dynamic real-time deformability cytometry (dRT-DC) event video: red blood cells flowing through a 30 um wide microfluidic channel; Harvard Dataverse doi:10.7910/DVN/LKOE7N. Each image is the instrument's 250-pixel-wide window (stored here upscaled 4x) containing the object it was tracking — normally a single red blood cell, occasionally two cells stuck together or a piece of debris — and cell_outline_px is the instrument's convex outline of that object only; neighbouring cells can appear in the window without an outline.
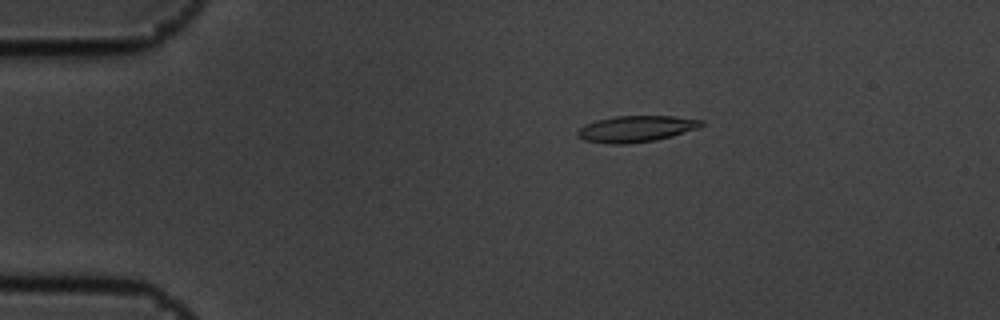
{"species": "common noctule bat (a hibernating species)", "species_latin": "Nyctalus noctula", "temperature_condition": "cold", "stored_images_in_passage": 56, "camera_frame_rate_fps": 3000, "um_per_image_px": 0.085, "animal": {"sex": "male", "body_mass_g": 19.5, "forearm_length_mm": 54.6}, "frame": {"image": 1, "passage_image": 11, "time_ms": 3.333, "image_size_px": [1000, 320], "cell_outline_px": [[704, 124], [700, 128], [672, 136], [656, 140], [624, 144], [608, 144], [584, 140], [576, 136], [576, 132], [584, 124], [596, 120], [616, 116], [672, 116], [704, 120]], "centroid_in_image_um": [54.06, 10.95], "position_along_channel_um": 30.9, "area_um2": 19.13}}
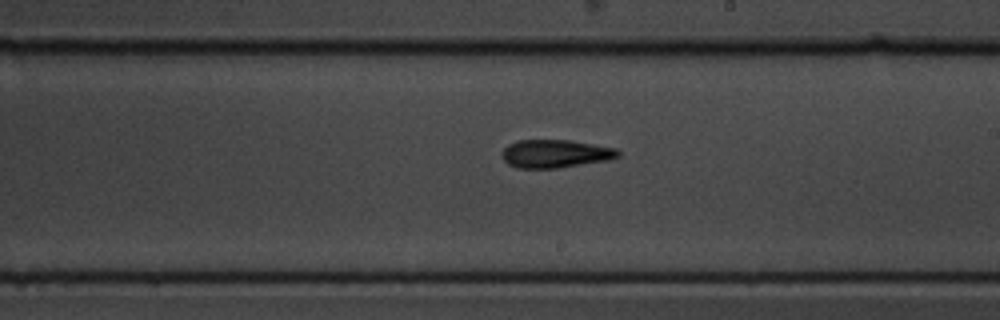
{"frame": {"image": 2, "passage_image": 33, "time_ms": 10.667, "image_size_px": [1000, 320], "cell_outline_px": [[620, 156], [608, 160], [556, 168], [516, 168], [508, 164], [500, 156], [500, 152], [508, 144], [516, 140], [568, 140], [616, 148], [620, 152]], "centroid_in_image_um": [47.15, 13.06], "position_along_channel_um": 241.9, "area_um2": 19.07}}
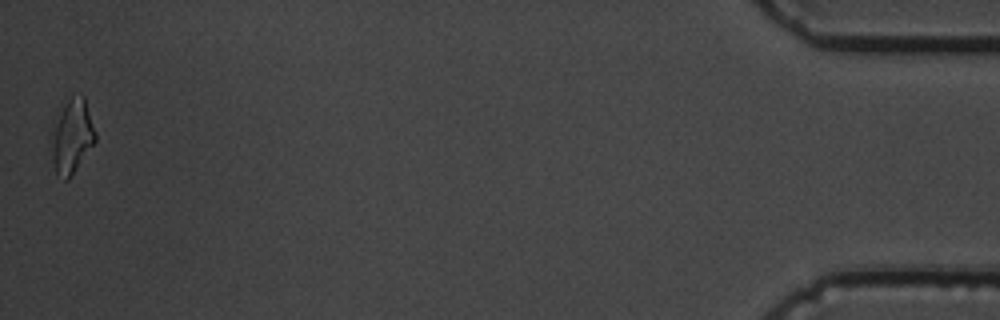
{"frame": {"image": 3, "passage_image": 56, "time_ms": 18.333, "image_size_px": [1000, 320], "cell_outline_px": [[96, 140], [68, 180], [64, 180], [56, 176], [52, 164], [48, 140], [48, 132], [56, 108], [72, 96], [84, 96], [96, 132]], "centroid_in_image_um": [6.0, 11.56], "position_along_channel_um": 429.2, "area_um2": 20.23}, "authors_computed_cell_mechanics": {"area_um2": 18.5827, "velocity_mm_per_s": 3.5985, "shape_relaxation_time_tau1_ms": 6.744, "shape_relaxation_time_tau2_ms": 4.5724, "deformation_change_tau1": 0.196, "deformation_change_tau2": 0.1484}}